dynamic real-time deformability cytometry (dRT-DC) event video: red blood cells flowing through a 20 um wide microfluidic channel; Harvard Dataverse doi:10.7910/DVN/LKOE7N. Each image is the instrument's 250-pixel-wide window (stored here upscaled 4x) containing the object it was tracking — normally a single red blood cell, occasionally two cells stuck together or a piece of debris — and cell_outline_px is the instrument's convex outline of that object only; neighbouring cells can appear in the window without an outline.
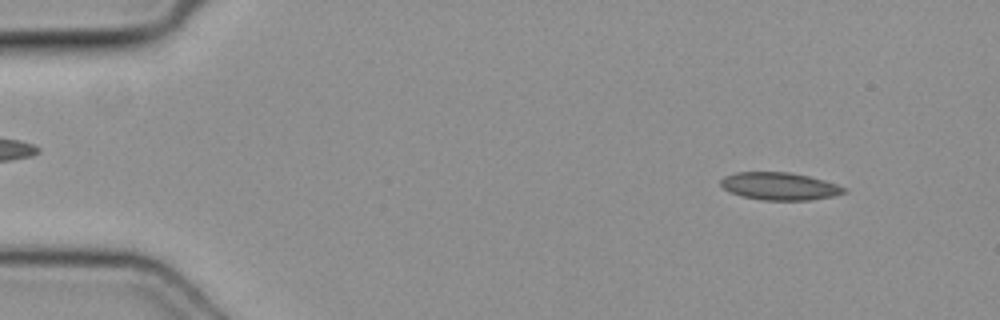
{"species": "common noctule bat (a hibernating species)", "species_latin": "Nyctalus noctula", "temperature_condition": "cold", "stored_images_in_passage": 45, "camera_frame_rate_fps": 3000, "um_per_image_px": 0.085, "animal": {"sex": "female", "body_mass_g": 19.3, "forearm_length_mm": 54.1}, "frame": {"image": 1, "passage_image": 2, "time_ms": 0.333, "image_size_px": [1000, 320], "cell_outline_px": [[848, 192], [832, 196], [808, 200], [760, 200], [728, 192], [720, 184], [720, 180], [724, 176], [736, 172], [788, 172], [808, 176], [824, 180], [848, 188]], "centroid_in_image_um": [66.26, 15.83], "position_along_channel_um": 18.7, "area_um2": 19.83}}
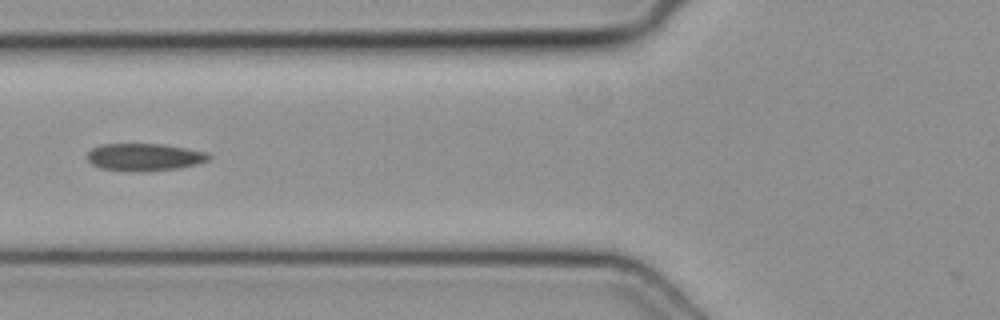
{"frame": {"image": 2, "passage_image": 16, "time_ms": 5.0, "image_size_px": [1000, 320], "cell_outline_px": [[212, 156], [208, 160], [196, 164], [180, 168], [148, 172], [132, 172], [100, 168], [92, 164], [88, 160], [88, 152], [92, 148], [100, 144], [164, 144], [188, 148], [208, 152]], "centroid_in_image_um": [12.3, 13.36], "position_along_channel_um": 113.5, "area_um2": 19.77}}
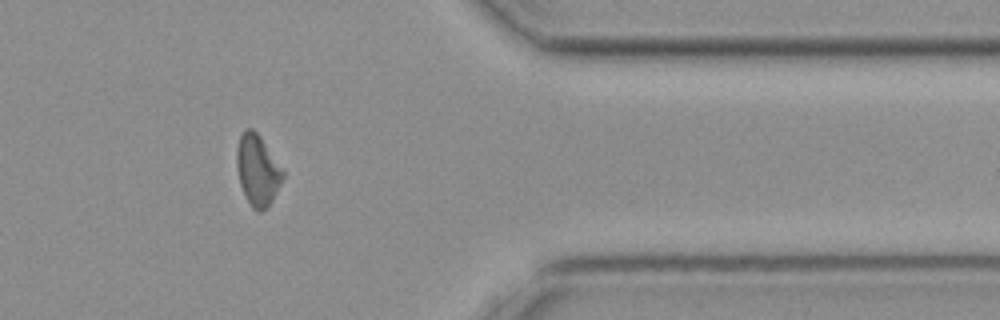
{"frame": {"image": 3, "passage_image": 37, "time_ms": 12.0, "image_size_px": [1000, 320], "cell_outline_px": [[284, 176], [268, 208], [260, 212], [256, 212], [252, 208], [244, 196], [240, 184], [236, 168], [236, 148], [240, 136], [244, 128], [252, 128], [260, 136], [284, 172]], "centroid_in_image_um": [21.86, 14.48], "position_along_channel_um": 389.5, "area_um2": 19.13}}